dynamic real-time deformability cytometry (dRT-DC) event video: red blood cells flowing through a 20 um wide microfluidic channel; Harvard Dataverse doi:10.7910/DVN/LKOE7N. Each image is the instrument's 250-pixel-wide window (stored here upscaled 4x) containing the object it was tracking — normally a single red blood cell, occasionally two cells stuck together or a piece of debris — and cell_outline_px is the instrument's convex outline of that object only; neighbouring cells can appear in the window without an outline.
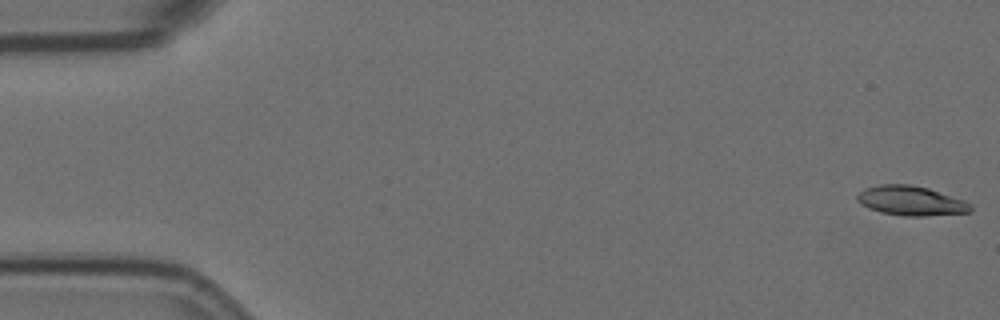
{"species": "Egyptian fruit bat (a non-hibernating species)", "species_latin": "Rousettus aegyptiacus", "temperature_condition": "room temperature", "stored_images_in_passage": 57, "camera_frame_rate_fps": 3000, "um_per_image_px": 0.085, "animal": {"sex": "female"}, "frame": {"image": 1, "passage_image": 1, "time_ms": 0.0, "image_size_px": [1000, 320], "cell_outline_px": [[972, 208], [968, 212], [924, 216], [904, 216], [880, 212], [868, 208], [860, 204], [856, 200], [856, 196], [864, 188], [880, 184], [908, 184], [928, 188], [964, 200]], "centroid_in_image_um": [77.36, 17.06], "position_along_channel_um": 7.6, "area_um2": 19.42}}
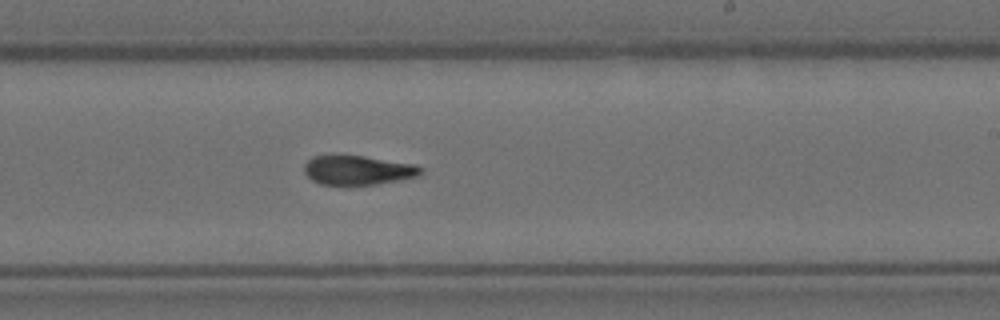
{"frame": {"image": 2, "passage_image": 34, "time_ms": 11.0, "image_size_px": [1000, 320], "cell_outline_px": [[424, 172], [416, 176], [400, 180], [372, 184], [320, 184], [312, 180], [304, 172], [304, 164], [312, 156], [364, 156], [416, 164], [424, 168]], "centroid_in_image_um": [30.45, 14.45], "position_along_channel_um": 258.6, "area_um2": 19.71}}
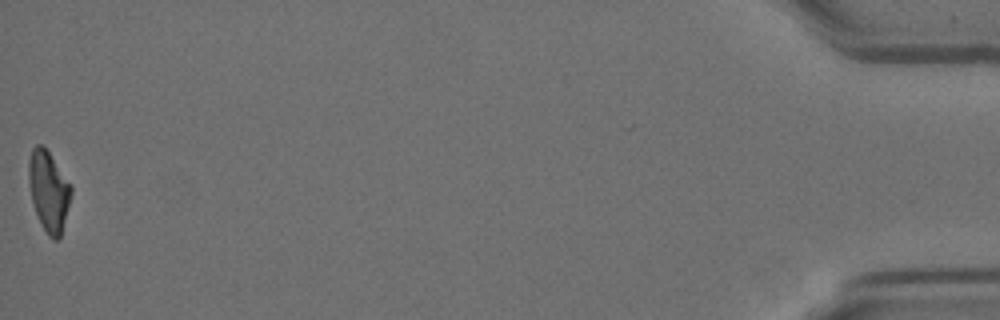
{"frame": {"image": 3, "passage_image": 57, "time_ms": 18.667, "image_size_px": [1000, 320], "cell_outline_px": [[72, 192], [60, 236], [56, 240], [52, 240], [48, 236], [36, 212], [32, 200], [28, 180], [28, 160], [32, 148], [36, 144], [40, 144], [48, 152], [72, 184]], "centroid_in_image_um": [4.13, 16.21], "position_along_channel_um": 431.1, "area_um2": 19.59}, "authors_computed_cell_mechanics": {"area_um2": 20.23, "velocity_mm_per_s": 3.5606, "shape_relaxation_time_tau1_ms": 5.898, "shape_relaxation_time_tau2_ms": 3.0423, "deformation_change_tau1": 0.1979, "deformation_change_tau2": 0.1044}}